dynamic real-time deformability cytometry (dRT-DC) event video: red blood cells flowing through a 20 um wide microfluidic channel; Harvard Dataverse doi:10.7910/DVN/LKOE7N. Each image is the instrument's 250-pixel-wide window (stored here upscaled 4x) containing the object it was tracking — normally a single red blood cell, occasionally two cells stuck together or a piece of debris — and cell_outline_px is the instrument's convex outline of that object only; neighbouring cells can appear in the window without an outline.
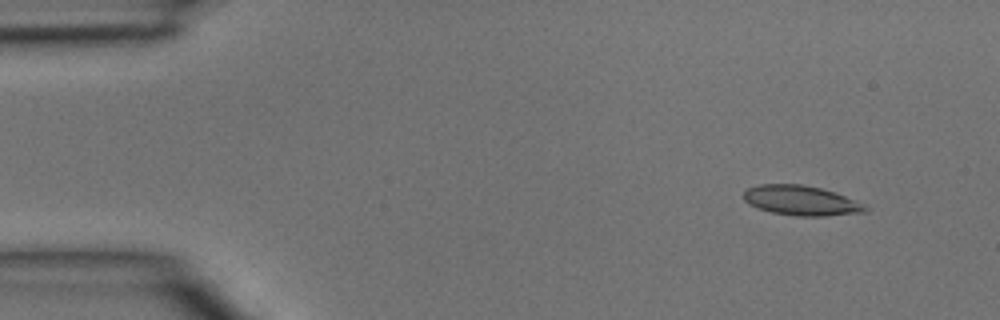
{"species": "common noctule bat (a hibernating species)", "species_latin": "Nyctalus noctula", "temperature_condition": "room temperature", "stored_images_in_passage": 4, "camera_frame_rate_fps": 3000, "um_per_image_px": 0.085, "animal": {"sex": "male", "body_mass_g": 15.6}, "frame": {"image": 1, "passage_image": 1, "time_ms": 0.0, "image_size_px": [1000, 320], "cell_outline_px": [[872, 208], [868, 212], [824, 216], [796, 216], [772, 212], [748, 204], [744, 200], [744, 192], [748, 188], [760, 184], [800, 184], [820, 188], [836, 192], [856, 200]], "centroid_in_image_um": [68.16, 17.05], "position_along_channel_um": 16.8, "area_um2": 21.27}}
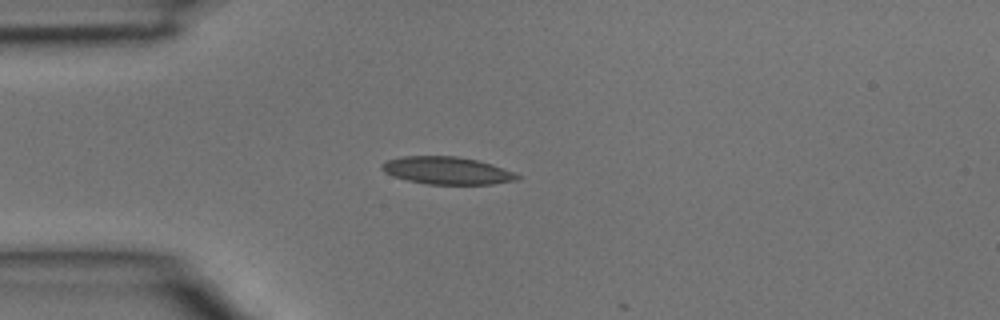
{"frame": {"image": 2, "passage_image": 3, "time_ms": 0.667, "image_size_px": [1000, 320], "cell_outline_px": [[520, 176], [516, 180], [492, 184], [428, 184], [408, 180], [392, 176], [384, 172], [380, 168], [380, 164], [388, 160], [404, 156], [456, 156], [476, 160], [492, 164], [512, 172]], "centroid_in_image_um": [37.94, 14.49], "position_along_channel_um": 47.1, "area_um2": 21.5}}